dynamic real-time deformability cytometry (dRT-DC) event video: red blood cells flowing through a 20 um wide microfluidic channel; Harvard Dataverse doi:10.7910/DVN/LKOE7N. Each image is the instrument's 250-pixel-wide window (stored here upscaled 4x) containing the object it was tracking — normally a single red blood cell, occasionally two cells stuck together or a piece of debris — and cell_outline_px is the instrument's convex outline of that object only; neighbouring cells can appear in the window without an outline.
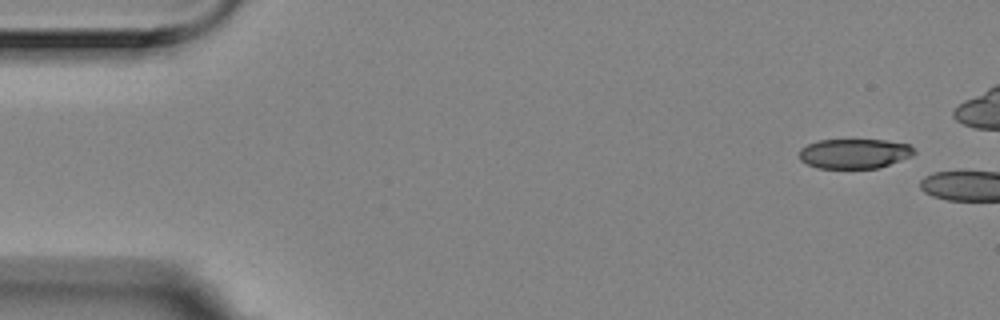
{"species": "Egyptian fruit bat (a non-hibernating species)", "species_latin": "Rousettus aegyptiacus", "temperature_condition": "room temperature", "stored_images_in_passage": 3, "camera_frame_rate_fps": 3000, "um_per_image_px": 0.085, "animal": {"sex": "female"}, "frame": {"image": 1, "passage_image": 1, "time_ms": 0.0, "image_size_px": [1000, 320], "cell_outline_px": [[916, 152], [912, 156], [880, 168], [816, 168], [800, 160], [800, 148], [808, 144], [820, 140], [888, 140], [908, 144]], "centroid_in_image_um": [72.63, 13.06], "position_along_channel_um": 12.4, "area_um2": 19.94}}